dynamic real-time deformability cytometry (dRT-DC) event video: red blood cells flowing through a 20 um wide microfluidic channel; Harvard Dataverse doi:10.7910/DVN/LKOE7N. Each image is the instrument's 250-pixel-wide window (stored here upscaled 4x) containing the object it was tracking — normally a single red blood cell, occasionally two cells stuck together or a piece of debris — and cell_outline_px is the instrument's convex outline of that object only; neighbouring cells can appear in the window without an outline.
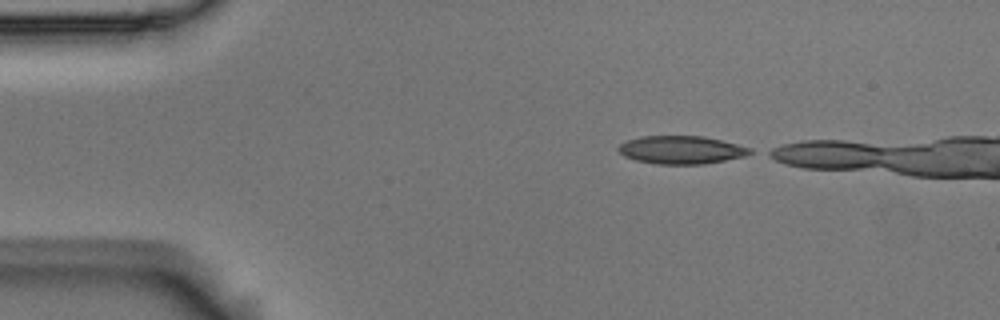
{"species": "Egyptian fruit bat (a non-hibernating species)", "species_latin": "Rousettus aegyptiacus", "temperature_condition": "room temperature", "stored_images_in_passage": 3, "camera_frame_rate_fps": 3000, "um_per_image_px": 0.085, "animal": {"sex": "male"}, "frame": {"image": 1, "passage_image": 1, "time_ms": 0.0, "image_size_px": [1000, 320], "cell_outline_px": [[752, 152], [744, 156], [704, 164], [656, 164], [636, 160], [624, 156], [616, 148], [620, 144], [628, 140], [640, 136], [704, 136], [752, 148]], "centroid_in_image_um": [57.88, 12.74], "position_along_channel_um": 27.1, "area_um2": 21.39}}